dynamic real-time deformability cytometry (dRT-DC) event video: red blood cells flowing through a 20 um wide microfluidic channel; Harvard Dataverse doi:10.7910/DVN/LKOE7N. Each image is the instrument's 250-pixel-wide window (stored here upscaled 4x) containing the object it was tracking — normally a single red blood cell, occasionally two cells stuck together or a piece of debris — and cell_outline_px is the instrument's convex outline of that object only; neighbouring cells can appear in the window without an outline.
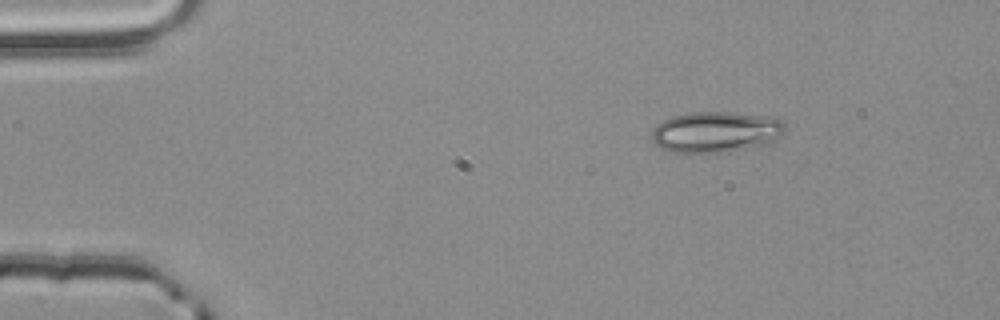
{"species": "common noctule bat (a hibernating species)", "species_latin": "Nyctalus noctula", "temperature_condition": "room temperature", "stored_images_in_passage": 3, "camera_frame_rate_fps": 3000, "um_per_image_px": 0.085, "animal": {"sex": "male", "body_mass_g": 20.4}, "frame": {"image": 1, "passage_image": 1, "time_ms": 0.0, "image_size_px": [1000, 320], "cell_outline_px": [[784, 132], [780, 136], [768, 144], [748, 148], [724, 152], [668, 152], [660, 148], [652, 140], [652, 128], [656, 124], [672, 116], [692, 112], [728, 112], [768, 116], [784, 120]], "centroid_in_image_um": [60.83, 11.21], "position_along_channel_um": 24.2, "area_um2": 31.91}}